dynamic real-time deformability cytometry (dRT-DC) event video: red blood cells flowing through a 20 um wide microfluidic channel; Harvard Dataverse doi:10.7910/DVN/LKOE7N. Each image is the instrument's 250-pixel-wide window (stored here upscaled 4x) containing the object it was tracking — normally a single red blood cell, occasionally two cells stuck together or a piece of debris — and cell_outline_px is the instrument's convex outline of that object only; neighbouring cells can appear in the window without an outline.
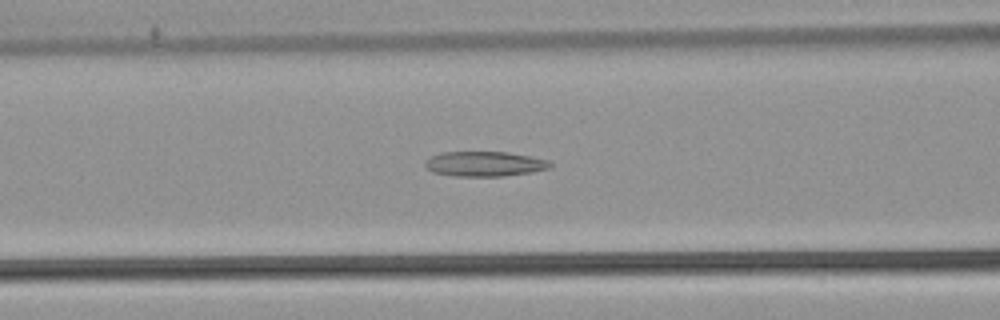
{"species": "common noctule bat (a hibernating species)", "species_latin": "Nyctalus noctula", "temperature_condition": "warm", "stored_images_in_passage": 34, "camera_frame_rate_fps": 3000, "um_per_image_px": 0.085, "animal": {"sex": "male", "body_mass_g": 21.5, "forearm_length_mm": 52.0}, "frame": {"image": 1, "passage_image": 12, "time_ms": 3.667, "image_size_px": [1000, 320], "cell_outline_px": [[556, 164], [552, 168], [532, 172], [504, 176], [456, 176], [432, 172], [424, 164], [432, 156], [440, 152], [508, 152], [548, 160]], "centroid_in_image_um": [41.26, 13.93], "position_along_channel_um": 125.3, "area_um2": 18.21}}
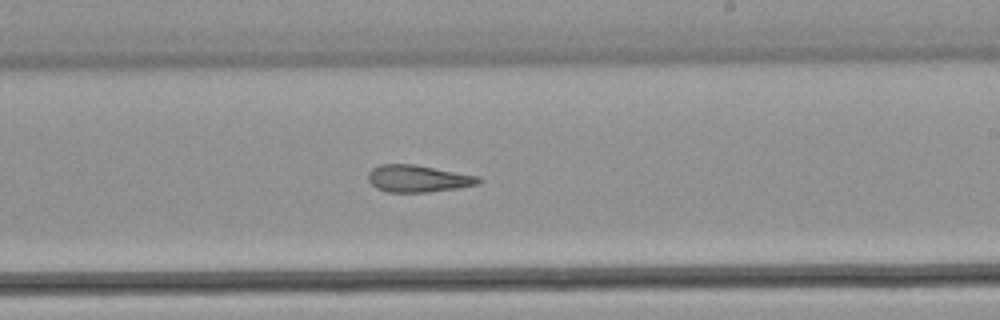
{"frame": {"image": 2, "passage_image": 22, "time_ms": 7.0, "image_size_px": [1000, 320], "cell_outline_px": [[484, 180], [480, 184], [456, 188], [428, 192], [388, 192], [376, 188], [368, 180], [368, 172], [372, 168], [380, 164], [412, 164], [480, 176]], "centroid_in_image_um": [35.55, 15.18], "position_along_channel_um": 253.5, "area_um2": 17.46}}
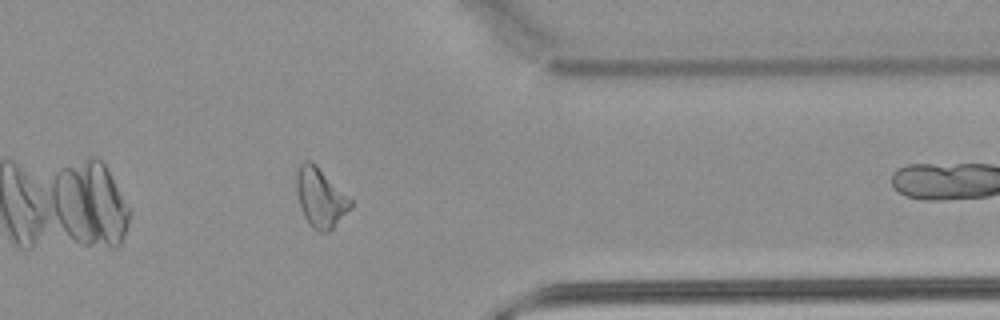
{"frame": {"image": 3, "passage_image": 33, "time_ms": 10.667, "image_size_px": [1000, 320], "cell_outline_px": [[352, 208], [328, 232], [320, 232], [312, 228], [308, 224], [300, 208], [296, 192], [296, 172], [300, 164], [304, 160], [312, 160], [352, 200]], "centroid_in_image_um": [27.21, 16.79], "position_along_channel_um": 384.2, "area_um2": 18.84}}